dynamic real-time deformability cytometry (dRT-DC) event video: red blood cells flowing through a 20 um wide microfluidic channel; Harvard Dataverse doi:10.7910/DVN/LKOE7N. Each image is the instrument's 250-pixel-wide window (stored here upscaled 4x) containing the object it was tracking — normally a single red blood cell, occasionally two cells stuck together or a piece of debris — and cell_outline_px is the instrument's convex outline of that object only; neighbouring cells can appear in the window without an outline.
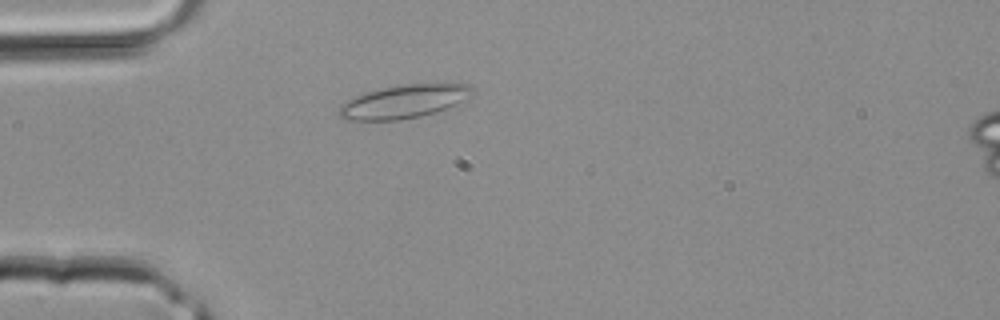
{"species": "common noctule bat (a hibernating species)", "species_latin": "Nyctalus noctula", "temperature_condition": "room temperature", "stored_images_in_passage": 31, "camera_frame_rate_fps": 3000, "um_per_image_px": 0.085, "animal": {"sex": "male", "body_mass_g": 20.4}, "frame": {"image": 1, "passage_image": 2, "time_ms": 0.333, "image_size_px": [1000, 320], "cell_outline_px": [[472, 88], [456, 104], [436, 112], [420, 116], [400, 120], [344, 120], [340, 116], [340, 104], [356, 96], [368, 92], [400, 84], [432, 80], [436, 80], [468, 84]], "centroid_in_image_um": [34.34, 8.58], "position_along_channel_um": 50.7, "area_um2": 26.13}}
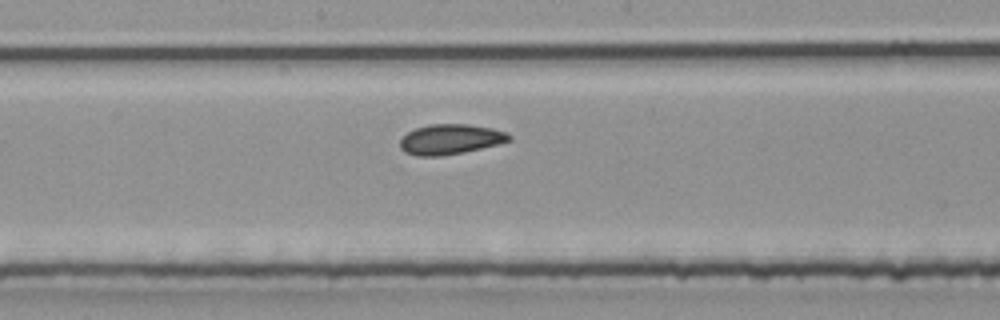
{"frame": {"image": 2, "passage_image": 12, "time_ms": 3.667, "image_size_px": [1000, 320], "cell_outline_px": [[512, 140], [480, 148], [440, 156], [416, 156], [404, 152], [400, 148], [400, 140], [408, 132], [416, 128], [428, 124], [468, 124], [492, 128], [508, 132], [512, 136]], "centroid_in_image_um": [38.27, 11.83], "position_along_channel_um": 209.9, "area_um2": 19.07}}
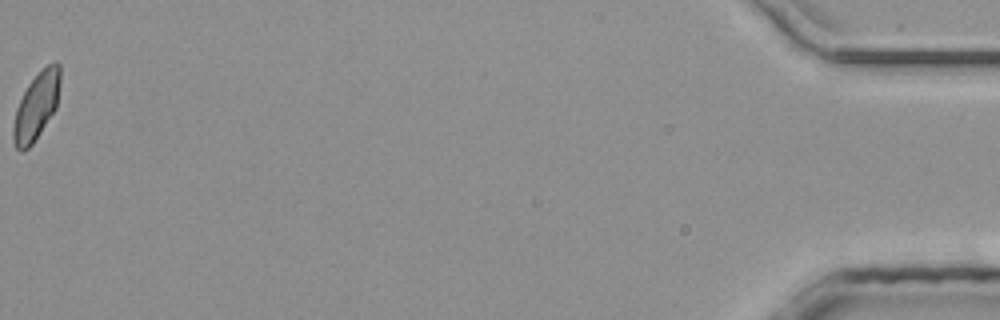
{"frame": {"image": 3, "passage_image": 31, "time_ms": 10.0, "image_size_px": [1000, 320], "cell_outline_px": [[60, 80], [56, 108], [32, 144], [28, 148], [20, 152], [16, 148], [12, 140], [12, 128], [16, 108], [28, 84], [48, 64], [56, 60], [60, 64]], "centroid_in_image_um": [3.08, 9.04], "position_along_channel_um": 432.1, "area_um2": 18.15}}